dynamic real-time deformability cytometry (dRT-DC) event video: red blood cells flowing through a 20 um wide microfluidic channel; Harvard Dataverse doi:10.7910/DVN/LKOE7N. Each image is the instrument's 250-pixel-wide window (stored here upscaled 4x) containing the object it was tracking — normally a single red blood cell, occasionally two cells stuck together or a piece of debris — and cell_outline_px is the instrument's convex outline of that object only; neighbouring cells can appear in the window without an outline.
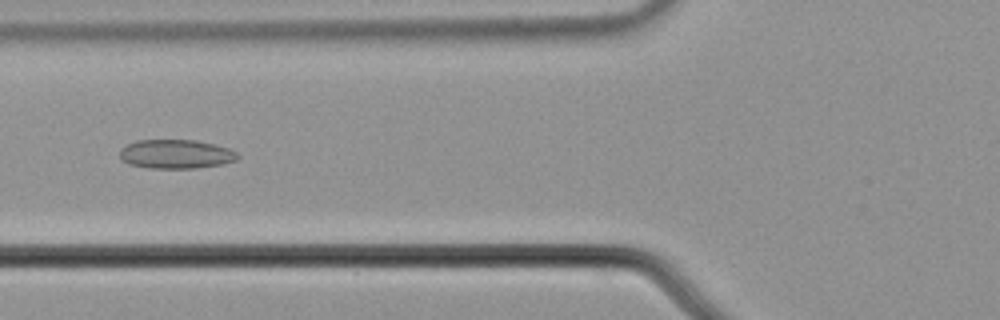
{"species": "common noctule bat (a hibernating species)", "species_latin": "Nyctalus noctula", "temperature_condition": "cold", "stored_images_in_passage": 57, "camera_frame_rate_fps": 3000, "um_per_image_px": 0.085, "animal": {"sex": "male", "body_mass_g": 21.5, "forearm_length_mm": 52.0}, "frame": {"image": 1, "passage_image": 23, "time_ms": 7.333, "image_size_px": [1000, 320], "cell_outline_px": [[240, 156], [236, 160], [224, 164], [196, 168], [148, 168], [128, 164], [120, 160], [120, 148], [136, 140], [196, 140], [232, 148]], "centroid_in_image_um": [14.96, 13.1], "position_along_channel_um": 110.8, "area_um2": 20.23}}
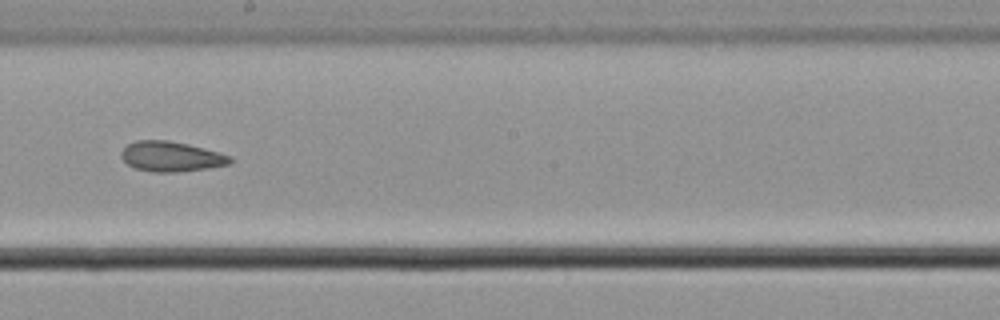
{"frame": {"image": 2, "passage_image": 33, "time_ms": 10.667, "image_size_px": [1000, 320], "cell_outline_px": [[232, 164], [208, 168], [176, 172], [152, 172], [136, 168], [128, 164], [120, 156], [120, 152], [128, 144], [136, 140], [168, 140], [188, 144], [220, 152], [232, 156]], "centroid_in_image_um": [14.57, 13.3], "position_along_channel_um": 233.6, "area_um2": 19.19}}
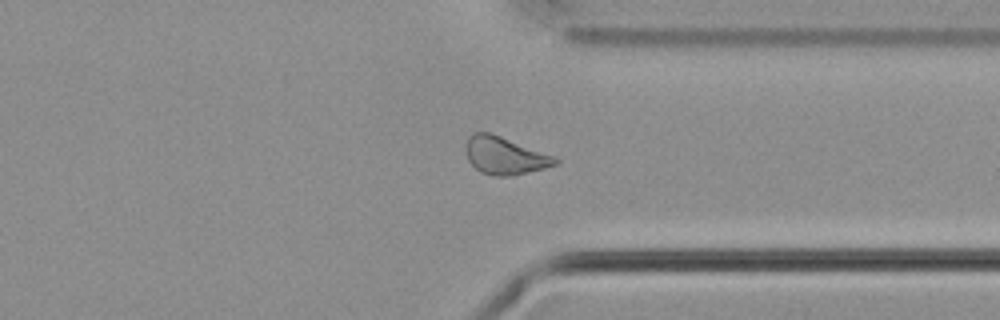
{"frame": {"image": 3, "passage_image": 44, "time_ms": 14.333, "image_size_px": [1000, 320], "cell_outline_px": [[560, 160], [556, 164], [544, 168], [512, 176], [496, 176], [480, 172], [468, 160], [468, 136], [476, 132], [488, 132], [500, 136], [556, 156]], "centroid_in_image_um": [42.95, 13.24], "position_along_channel_um": 368.4, "area_um2": 19.25}, "authors_computed_cell_mechanics": {"area_um2": 20.808, "velocity_mm_per_s": 3.6813, "shape_relaxation_time_tau1_ms": null, "shape_relaxation_time_tau2_ms": 1.8304, "deformation_change_tau1": null, "deformation_change_tau2": 0.0788}}